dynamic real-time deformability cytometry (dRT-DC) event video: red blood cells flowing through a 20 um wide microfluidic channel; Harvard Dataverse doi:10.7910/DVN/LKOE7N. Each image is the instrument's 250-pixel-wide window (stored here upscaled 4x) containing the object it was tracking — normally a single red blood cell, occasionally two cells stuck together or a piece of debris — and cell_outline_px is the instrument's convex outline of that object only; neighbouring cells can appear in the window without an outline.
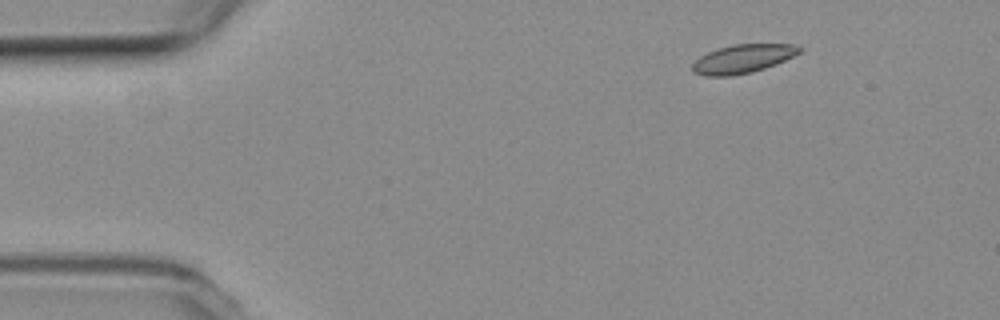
{"species": "common noctule bat (a hibernating species)", "species_latin": "Nyctalus noctula", "temperature_condition": "room temperature", "stored_images_in_passage": 5, "camera_frame_rate_fps": 3000, "um_per_image_px": 0.085, "animal": {"sex": "female", "body_mass_g": 19.3, "forearm_length_mm": 54.1}, "frame": {"image": 1, "passage_image": 5, "time_ms": 1.333, "image_size_px": [1000, 320], "cell_outline_px": [[800, 52], [776, 64], [752, 72], [732, 76], [704, 76], [692, 72], [692, 64], [700, 56], [716, 48], [732, 44], [792, 44], [800, 48]], "centroid_in_image_um": [63.07, 5.0], "position_along_channel_um": 21.9, "area_um2": 17.8}}